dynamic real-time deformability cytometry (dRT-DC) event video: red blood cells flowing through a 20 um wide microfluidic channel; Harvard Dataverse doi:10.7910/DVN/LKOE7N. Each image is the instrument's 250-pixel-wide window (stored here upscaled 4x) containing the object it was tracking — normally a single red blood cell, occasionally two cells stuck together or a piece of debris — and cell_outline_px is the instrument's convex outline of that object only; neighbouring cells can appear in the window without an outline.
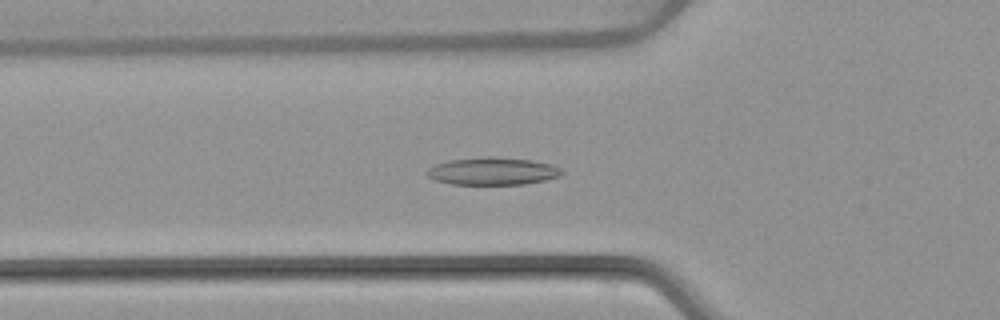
{"species": "common noctule bat (a hibernating species)", "species_latin": "Nyctalus noctula", "temperature_condition": "warm", "stored_images_in_passage": 38, "camera_frame_rate_fps": 3000, "um_per_image_px": 0.085, "animal": {"sex": "female", "body_mass_g": 22.7, "forearm_length_mm": 54.2}, "frame": {"image": 1, "passage_image": 15, "time_ms": 4.667, "image_size_px": [1000, 320], "cell_outline_px": [[564, 172], [560, 176], [544, 180], [524, 184], [452, 184], [436, 180], [428, 176], [424, 172], [428, 168], [436, 164], [448, 160], [484, 156], [492, 156], [532, 160], [552, 164], [560, 168]], "centroid_in_image_um": [41.87, 14.54], "position_along_channel_um": 83.9, "area_um2": 21.73}}
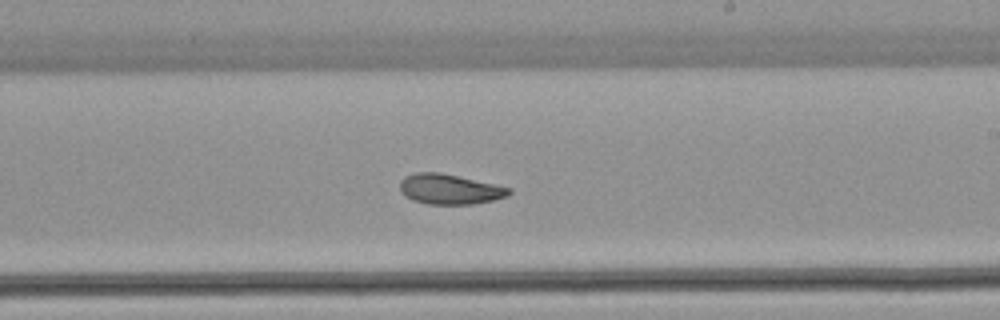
{"frame": {"image": 2, "passage_image": 28, "time_ms": 9.0, "image_size_px": [1000, 320], "cell_outline_px": [[512, 192], [508, 196], [492, 200], [472, 204], [428, 204], [412, 200], [404, 196], [400, 192], [400, 180], [404, 176], [416, 172], [440, 172], [512, 188]], "centroid_in_image_um": [38.19, 16.08], "position_along_channel_um": 250.8, "area_um2": 19.25}}
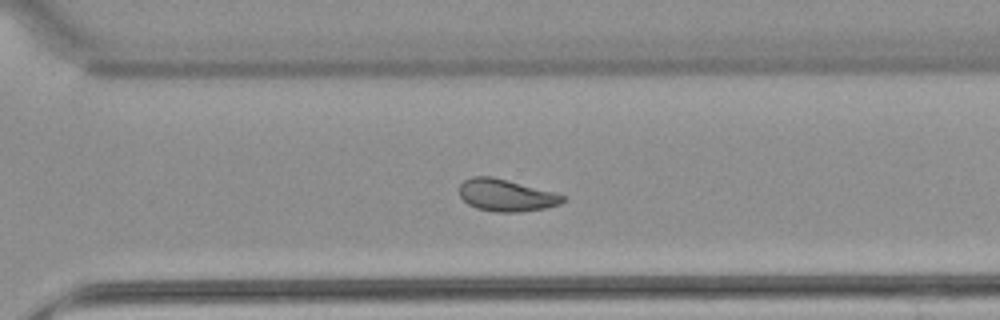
{"frame": {"image": 3, "passage_image": 34, "time_ms": 11.0, "image_size_px": [1000, 320], "cell_outline_px": [[564, 200], [560, 204], [544, 208], [520, 212], [496, 212], [476, 208], [468, 204], [460, 196], [460, 184], [464, 180], [472, 176], [492, 176], [508, 180], [552, 192], [564, 196]], "centroid_in_image_um": [42.98, 16.6], "position_along_channel_um": 327.6, "area_um2": 19.13}, "authors_computed_cell_mechanics": {"area_um2": 19.941, "velocity_mm_per_s": 3.8458, "shape_relaxation_time_tau1_ms": 9.6045, "shape_relaxation_time_tau2_ms": 4.0414, "deformation_change_tau1": 0.1926, "deformation_change_tau2": 0.0918}}